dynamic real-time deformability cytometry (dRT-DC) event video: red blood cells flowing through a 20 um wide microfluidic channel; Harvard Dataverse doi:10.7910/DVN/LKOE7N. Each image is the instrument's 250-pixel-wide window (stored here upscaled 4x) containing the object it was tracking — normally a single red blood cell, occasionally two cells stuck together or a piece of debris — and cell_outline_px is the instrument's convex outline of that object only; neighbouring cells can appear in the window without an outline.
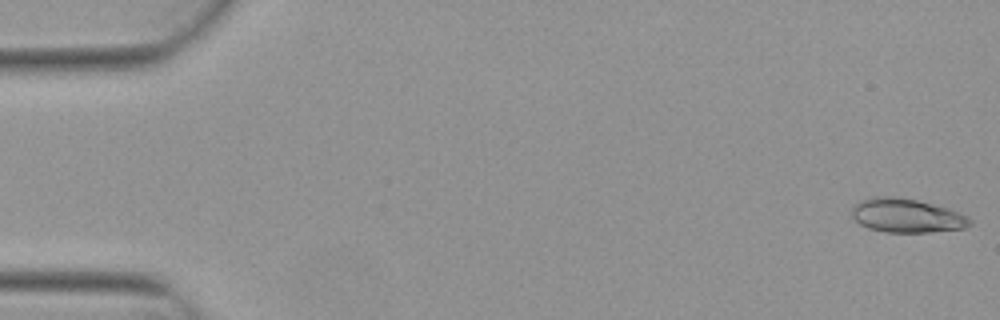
{"species": "Egyptian fruit bat (a non-hibernating species)", "species_latin": "Rousettus aegyptiacus", "temperature_condition": "warm", "stored_images_in_passage": 5, "camera_frame_rate_fps": 3000, "um_per_image_px": 0.085, "animal": {"sex": "female"}, "frame": {"image": 1, "passage_image": 1, "time_ms": 0.0, "image_size_px": [1000, 320], "cell_outline_px": [[972, 224], [964, 228], [932, 232], [884, 232], [868, 228], [860, 224], [852, 216], [852, 204], [860, 200], [872, 196], [892, 196], [916, 200], [948, 208], [960, 212], [968, 216], [972, 220]], "centroid_in_image_um": [77.05, 18.32], "position_along_channel_um": 7.9, "area_um2": 23.52}}
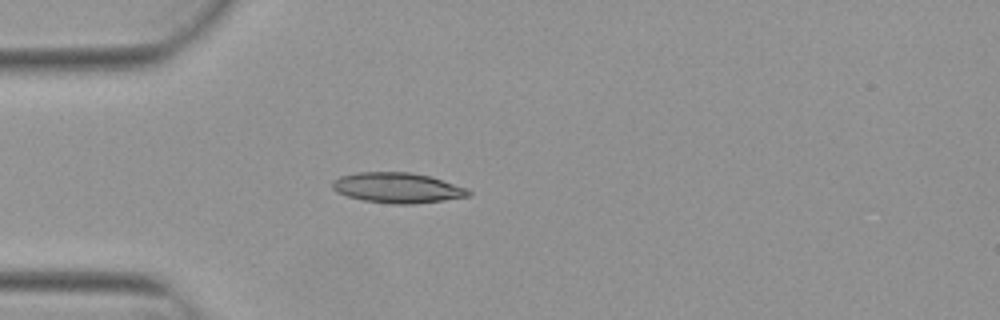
{"frame": {"image": 2, "passage_image": 5, "time_ms": 1.333, "image_size_px": [1000, 320], "cell_outline_px": [[472, 196], [444, 200], [412, 204], [392, 204], [364, 200], [348, 196], [336, 192], [332, 188], [332, 180], [340, 176], [360, 172], [412, 172], [428, 176], [468, 188], [472, 192]], "centroid_in_image_um": [33.8, 15.96], "position_along_channel_um": 51.2, "area_um2": 24.04}}